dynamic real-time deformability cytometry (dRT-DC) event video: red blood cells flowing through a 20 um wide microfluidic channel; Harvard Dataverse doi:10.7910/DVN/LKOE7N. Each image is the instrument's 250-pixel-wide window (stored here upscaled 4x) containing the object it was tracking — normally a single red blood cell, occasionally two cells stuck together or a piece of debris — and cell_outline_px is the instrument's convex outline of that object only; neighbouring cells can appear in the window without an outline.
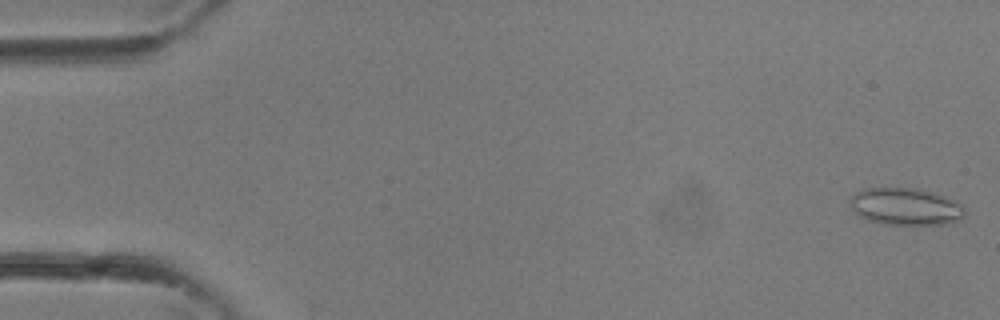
{"species": "common noctule bat (a hibernating species)", "species_latin": "Nyctalus noctula", "temperature_condition": "room temperature", "stored_images_in_passage": 11, "camera_frame_rate_fps": 3000, "um_per_image_px": 0.085, "animal": {"sex": "female"}, "frame": {"image": 1, "passage_image": 1, "time_ms": 0.0, "image_size_px": [1000, 320], "cell_outline_px": [[964, 216], [960, 220], [944, 224], [884, 224], [868, 220], [860, 216], [848, 204], [848, 200], [856, 192], [864, 188], [912, 188], [932, 192], [952, 200], [960, 204], [964, 208]], "centroid_in_image_um": [76.93, 17.56], "position_along_channel_um": 8.1, "area_um2": 24.62}}